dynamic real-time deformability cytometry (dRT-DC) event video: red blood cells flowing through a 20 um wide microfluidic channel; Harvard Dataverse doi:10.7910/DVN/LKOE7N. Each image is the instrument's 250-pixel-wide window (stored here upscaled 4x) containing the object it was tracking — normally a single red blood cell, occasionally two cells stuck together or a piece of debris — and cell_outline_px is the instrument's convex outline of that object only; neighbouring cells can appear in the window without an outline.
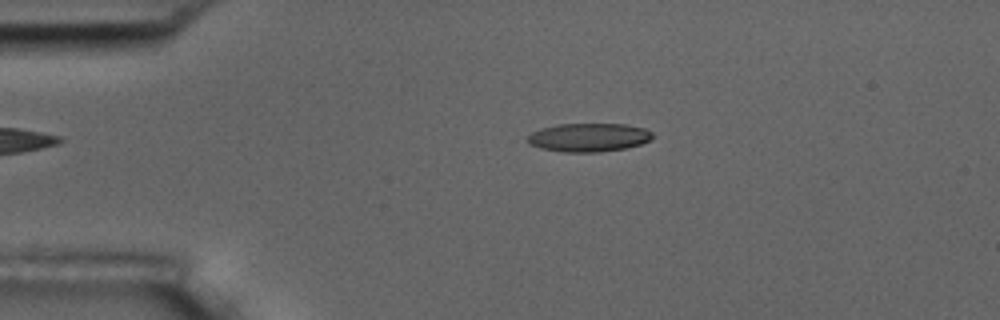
{"species": "common noctule bat (a hibernating species)", "species_latin": "Nyctalus noctula", "temperature_condition": "room temperature", "stored_images_in_passage": 48, "camera_frame_rate_fps": 3000, "um_per_image_px": 0.085, "animal": {"sex": "male", "body_mass_g": 17.5, "forearm_length_mm": 52.3}, "frame": {"image": 1, "passage_image": 4, "time_ms": 1.0, "image_size_px": [1000, 320], "cell_outline_px": [[656, 136], [652, 140], [640, 144], [624, 148], [600, 152], [560, 152], [540, 148], [528, 144], [528, 136], [532, 132], [540, 128], [556, 124], [624, 124], [644, 128], [652, 132]], "centroid_in_image_um": [50.05, 11.68], "position_along_channel_um": 35.0, "area_um2": 20.98}}
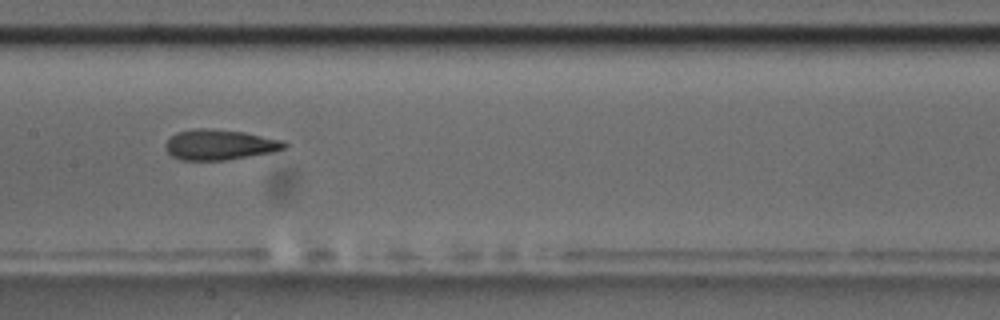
{"frame": {"image": 2, "passage_image": 20, "time_ms": 6.333, "image_size_px": [1000, 320], "cell_outline_px": [[288, 144], [284, 148], [272, 152], [224, 160], [180, 160], [172, 156], [164, 148], [164, 144], [176, 132], [196, 128], [204, 128], [244, 132], [284, 140]], "centroid_in_image_um": [18.65, 12.3], "position_along_channel_um": 188.8, "area_um2": 20.98}}
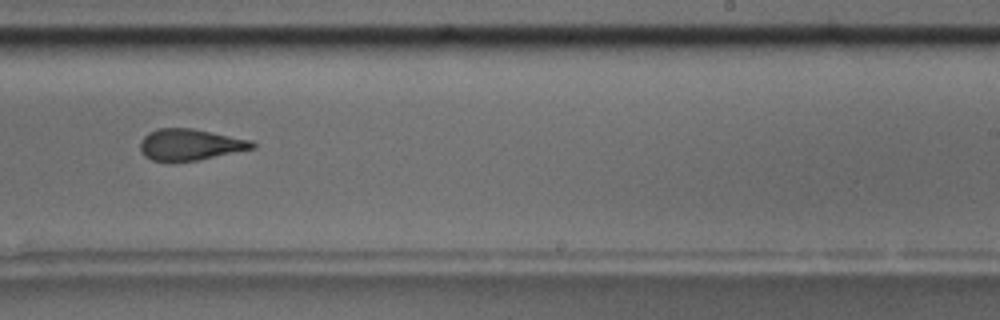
{"frame": {"image": 3, "passage_image": 27, "time_ms": 8.667, "image_size_px": [1000, 320], "cell_outline_px": [[256, 148], [196, 160], [172, 164], [152, 160], [144, 156], [140, 152], [140, 140], [148, 132], [156, 128], [192, 128], [252, 140], [256, 144]], "centroid_in_image_um": [16.1, 12.31], "position_along_channel_um": 272.9, "area_um2": 20.98}, "authors_computed_cell_mechanics": {"area_um2": 21.1837, "velocity_mm_per_s": 3.6134, "shape_relaxation_time_tau1_ms": null, "shape_relaxation_time_tau2_ms": 2.8229, "deformation_change_tau1": null, "deformation_change_tau2": 0.1188}}